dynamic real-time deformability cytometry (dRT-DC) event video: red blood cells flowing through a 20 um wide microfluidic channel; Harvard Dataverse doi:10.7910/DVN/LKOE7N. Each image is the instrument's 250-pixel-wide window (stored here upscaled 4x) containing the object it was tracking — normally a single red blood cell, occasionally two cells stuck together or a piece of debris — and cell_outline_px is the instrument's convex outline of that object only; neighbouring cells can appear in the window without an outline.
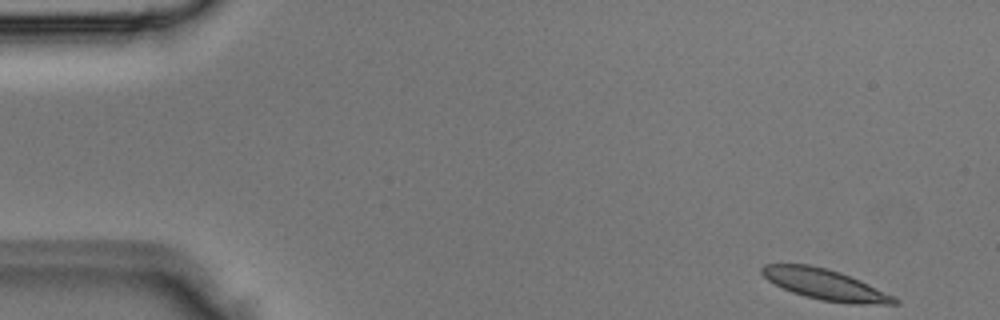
{"species": "Egyptian fruit bat (a non-hibernating species)", "species_latin": "Rousettus aegyptiacus", "temperature_condition": "room temperature", "stored_images_in_passage": 3, "segment_of_instrument_passage": [2, 2], "camera_frame_rate_fps": 3000, "um_per_image_px": 0.085, "animal": {"sex": "male"}, "frame": {"image": 1, "passage_image": 3, "time_ms": 0.667, "image_size_px": [1000, 320], "cell_outline_px": [[900, 304], [848, 304], [820, 300], [804, 296], [792, 292], [768, 280], [760, 272], [760, 268], [764, 264], [808, 264], [840, 272], [860, 280], [900, 300]], "centroid_in_image_um": [70.12, 24.19], "position_along_channel_um": 14.9, "area_um2": 23.52}}